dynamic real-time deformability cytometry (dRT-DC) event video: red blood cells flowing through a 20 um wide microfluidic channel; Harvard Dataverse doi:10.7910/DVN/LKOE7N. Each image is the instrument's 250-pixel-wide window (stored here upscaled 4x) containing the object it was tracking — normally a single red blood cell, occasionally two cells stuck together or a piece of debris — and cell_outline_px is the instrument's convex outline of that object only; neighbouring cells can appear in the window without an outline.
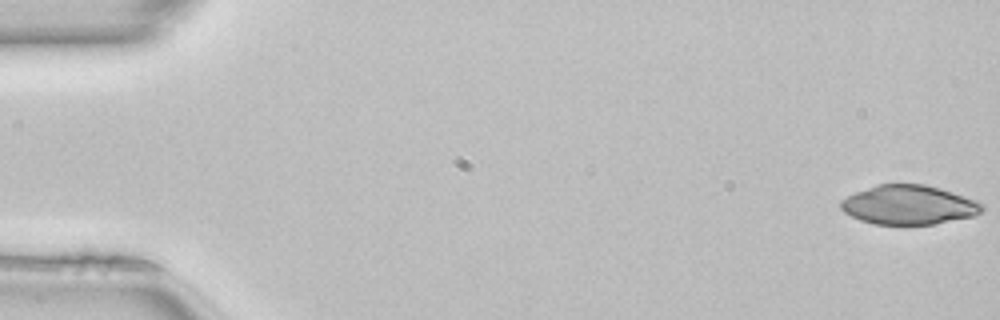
{"species": "common noctule bat (a hibernating species)", "species_latin": "Nyctalus noctula", "temperature_condition": "room temperature", "stored_images_in_passage": 50, "camera_frame_rate_fps": 3000, "um_per_image_px": 0.085, "animal": {"sex": "female", "body_mass_g": 22.7, "forearm_length_mm": 54.2}, "frame": {"image": 1, "passage_image": 1, "time_ms": 0.0, "image_size_px": [1000, 320], "cell_outline_px": [[984, 208], [980, 212], [972, 216], [936, 224], [872, 224], [860, 220], [844, 212], [840, 208], [840, 200], [856, 192], [876, 184], [924, 184], [940, 188], [976, 200], [984, 204]], "centroid_in_image_um": [77.23, 17.41], "position_along_channel_um": 7.8, "area_um2": 32.25}}